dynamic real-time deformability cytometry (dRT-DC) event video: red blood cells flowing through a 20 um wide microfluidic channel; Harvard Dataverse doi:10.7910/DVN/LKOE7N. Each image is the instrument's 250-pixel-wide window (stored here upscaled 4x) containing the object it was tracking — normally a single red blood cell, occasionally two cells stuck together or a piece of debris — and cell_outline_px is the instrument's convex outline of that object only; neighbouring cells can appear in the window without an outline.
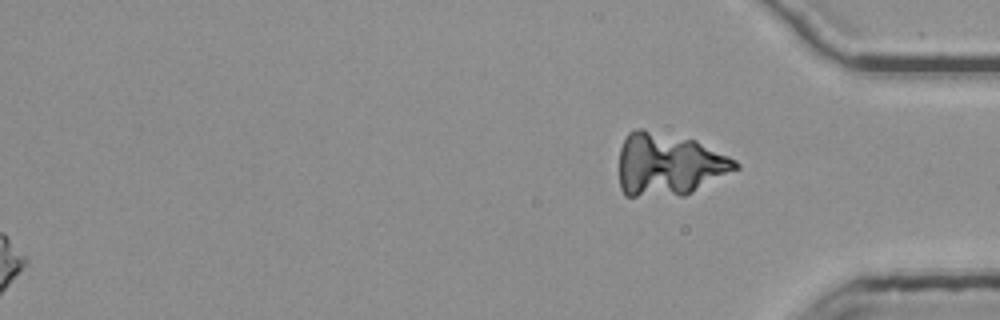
{"species": "common noctule bat (a hibernating species)", "species_latin": "Nyctalus noctula", "temperature_condition": "room temperature", "stored_images_in_passage": 55, "segment_of_instrument_passage": [3, 3], "camera_frame_rate_fps": 3000, "um_per_image_px": 0.085, "animal": {"sex": "female", "body_mass_g": 25.1}, "frame": {"image": 1, "passage_image": 55, "time_ms": 18.0, "image_size_px": [1000, 320], "cell_outline_px": [[740, 168], [684, 196], [624, 196], [620, 188], [620, 148], [628, 132], [640, 128], [644, 128], [696, 140], [736, 160], [740, 164]], "centroid_in_image_um": [56.84, 13.98], "position_along_channel_um": 378.4, "area_um2": 42.71}}